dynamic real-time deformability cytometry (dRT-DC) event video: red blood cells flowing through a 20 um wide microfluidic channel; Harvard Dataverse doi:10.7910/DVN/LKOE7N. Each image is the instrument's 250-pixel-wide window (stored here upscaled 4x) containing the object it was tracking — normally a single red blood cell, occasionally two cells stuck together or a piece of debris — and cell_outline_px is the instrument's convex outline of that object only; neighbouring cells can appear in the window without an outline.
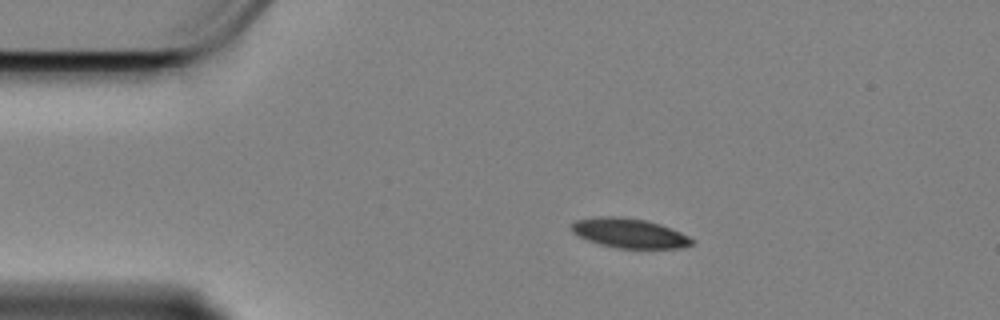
{"species": "Egyptian fruit bat (a non-hibernating species)", "species_latin": "Rousettus aegyptiacus", "temperature_condition": "cold", "stored_images_in_passage": 49, "camera_frame_rate_fps": 3000, "um_per_image_px": 0.085, "animal": {"sex": "female"}, "frame": {"image": 1, "passage_image": 1, "time_ms": 0.0, "image_size_px": [1000, 320], "cell_outline_px": [[692, 244], [680, 248], [616, 248], [600, 244], [588, 240], [572, 232], [568, 228], [576, 220], [596, 216], [620, 216], [644, 220], [660, 224], [680, 232], [688, 236], [692, 240]], "centroid_in_image_um": [53.44, 19.81], "position_along_channel_um": 31.6, "area_um2": 20.63}}
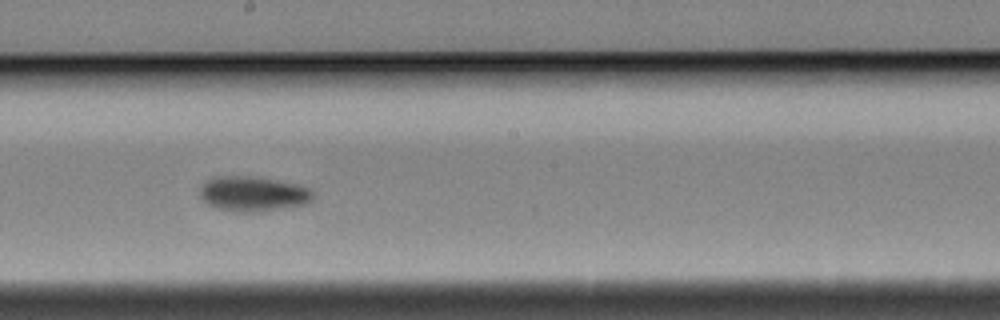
{"frame": {"image": 2, "passage_image": 22, "time_ms": 7.0, "image_size_px": [1000, 320], "cell_outline_px": [[316, 196], [312, 200], [304, 204], [252, 212], [236, 212], [216, 208], [208, 204], [200, 196], [200, 188], [208, 180], [216, 176], [248, 176], [296, 184], [312, 188]], "centroid_in_image_um": [21.52, 16.47], "position_along_channel_um": 226.7, "area_um2": 22.77}}
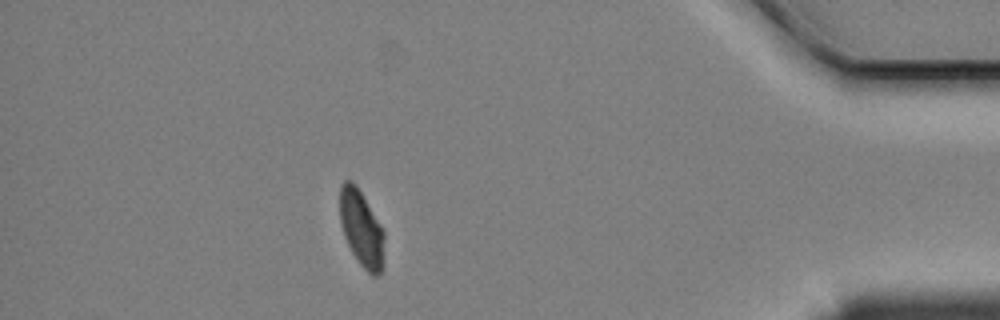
{"frame": {"image": 3, "passage_image": 42, "time_ms": 13.667, "image_size_px": [1000, 320], "cell_outline_px": [[384, 264], [380, 276], [372, 276], [360, 264], [352, 252], [344, 236], [340, 224], [340, 184], [344, 180], [352, 180], [356, 184], [380, 224], [384, 232]], "centroid_in_image_um": [30.73, 19.44], "position_along_channel_um": 404.5, "area_um2": 19.94}, "authors_computed_cell_mechanics": {"area_um2": 21.5016, "velocity_mm_per_s": 3.3834, "shape_relaxation_time_tau1_ms": 4.2295, "shape_relaxation_time_tau2_ms": null, "deformation_change_tau1": 0.1158, "deformation_change_tau2": null}}